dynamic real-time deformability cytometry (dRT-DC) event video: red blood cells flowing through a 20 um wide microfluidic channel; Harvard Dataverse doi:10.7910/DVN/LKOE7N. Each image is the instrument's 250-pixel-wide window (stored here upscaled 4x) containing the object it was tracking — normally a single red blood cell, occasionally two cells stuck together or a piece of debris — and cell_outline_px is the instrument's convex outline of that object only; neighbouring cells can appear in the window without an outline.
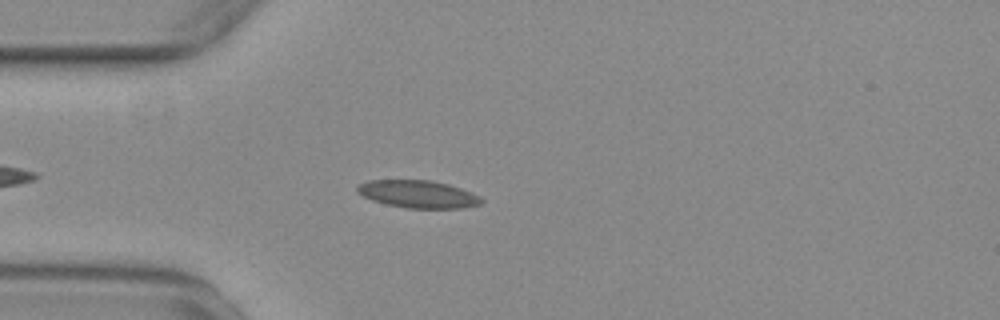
{"species": "common noctule bat (a hibernating species)", "species_latin": "Nyctalus noctula", "temperature_condition": "warm", "stored_images_in_passage": 44, "camera_frame_rate_fps": 3000, "um_per_image_px": 0.085, "animal": {"sex": "female", "body_mass_g": 29.2, "forearm_length_mm": 56.3}, "frame": {"image": 1, "passage_image": 7, "time_ms": 2.0, "image_size_px": [1000, 320], "cell_outline_px": [[484, 200], [480, 204], [464, 208], [408, 208], [384, 204], [372, 200], [356, 192], [356, 184], [368, 180], [432, 180], [448, 184], [472, 192], [480, 196]], "centroid_in_image_um": [35.52, 16.49], "position_along_channel_um": 49.5, "area_um2": 20.11}}
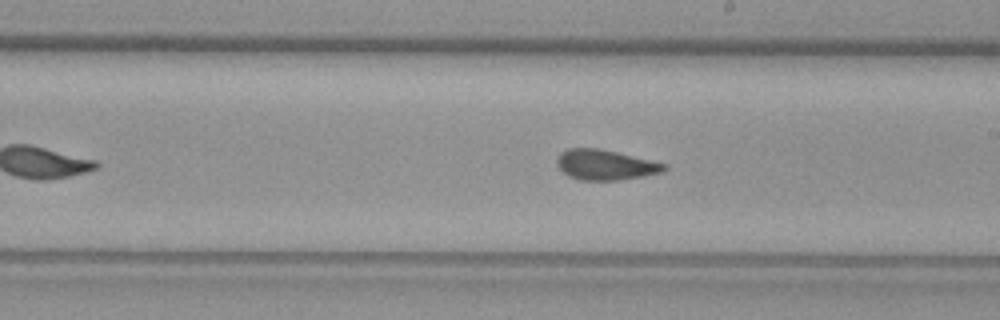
{"frame": {"image": 2, "passage_image": 23, "time_ms": 7.333, "image_size_px": [1000, 320], "cell_outline_px": [[668, 168], [664, 172], [644, 176], [620, 180], [580, 180], [568, 176], [556, 164], [556, 160], [560, 152], [568, 148], [600, 148], [668, 164]], "centroid_in_image_um": [51.47, 14.01], "position_along_channel_um": 237.5, "area_um2": 19.07}}
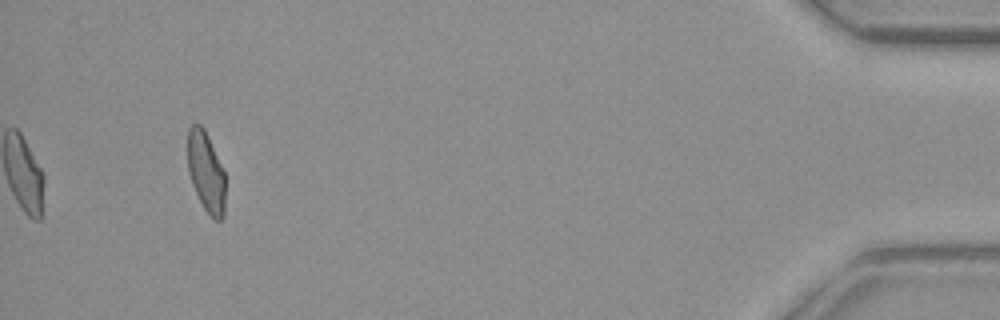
{"frame": {"image": 3, "passage_image": 44, "time_ms": 14.333, "image_size_px": [1000, 320], "cell_outline_px": [[224, 216], [220, 220], [212, 220], [204, 208], [192, 184], [188, 172], [188, 128], [192, 124], [200, 124], [204, 128], [208, 136], [224, 172]], "centroid_in_image_um": [17.5, 14.62], "position_along_channel_um": 417.7, "area_um2": 17.46}, "authors_computed_cell_mechanics": {"area_um2": 18.8428, "velocity_mm_per_s": 3.7206, "shape_relaxation_time_tau1_ms": 10.8025, "shape_relaxation_time_tau2_ms": 1.019, "deformation_change_tau1": 0.231, "deformation_change_tau2": 0.0792}}